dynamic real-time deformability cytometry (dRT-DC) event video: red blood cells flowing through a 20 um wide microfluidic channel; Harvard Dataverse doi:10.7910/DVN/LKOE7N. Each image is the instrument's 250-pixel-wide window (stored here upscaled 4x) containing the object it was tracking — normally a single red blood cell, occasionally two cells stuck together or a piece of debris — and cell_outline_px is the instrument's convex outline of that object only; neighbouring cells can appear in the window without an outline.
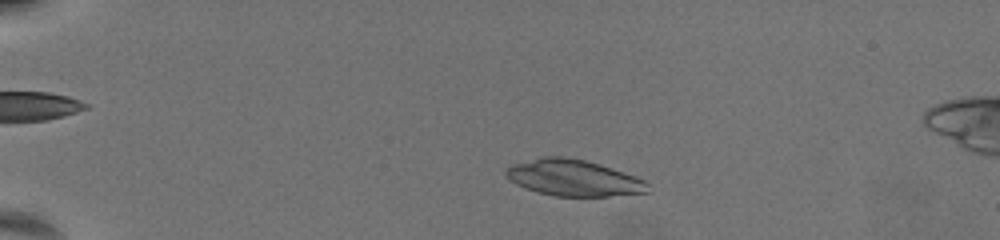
{"species": "common noctule bat (a hibernating species)", "species_latin": "Nyctalus noctula", "temperature_condition": "warm", "stored_images_in_passage": 55, "camera_frame_rate_fps": 3000, "um_per_image_px": 0.085, "animal": {"sex": "female", "body_mass_g": 19.5, "forearm_length_mm": 54.1}, "frame": {"image": 1, "passage_image": 9, "time_ms": 2.667, "image_size_px": [1000, 240], "cell_outline_px": [[652, 192], [608, 196], [552, 196], [524, 188], [516, 184], [504, 176], [504, 172], [512, 164], [544, 156], [564, 156], [584, 160], [600, 164], [612, 168], [644, 180], [648, 184]], "centroid_in_image_um": [48.73, 15.12], "position_along_channel_um": 36.3, "area_um2": 30.06}}
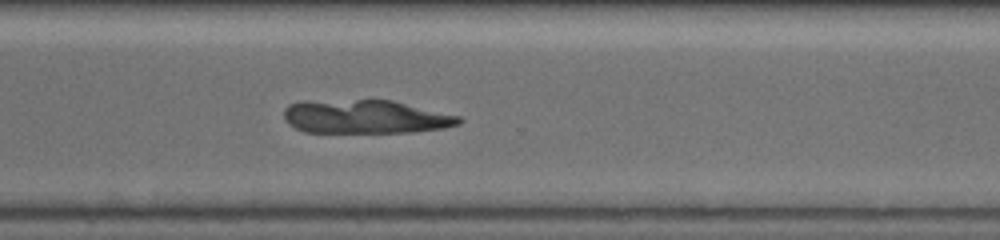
{"frame": {"image": 2, "passage_image": 41, "time_ms": 13.333, "image_size_px": [1000, 240], "cell_outline_px": [[464, 120], [460, 124], [444, 128], [416, 132], [304, 132], [288, 124], [284, 116], [284, 108], [288, 104], [300, 100], [392, 100], [460, 116]], "centroid_in_image_um": [31.05, 9.92], "position_along_channel_um": 339.6, "area_um2": 34.62}}
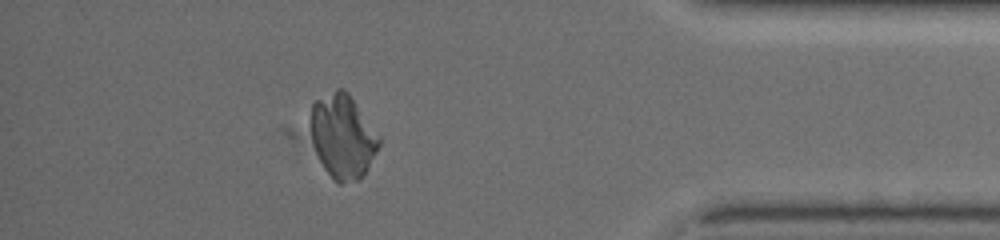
{"frame": {"image": 3, "passage_image": 49, "time_ms": 16.0, "image_size_px": [1000, 240], "cell_outline_px": [[380, 144], [368, 168], [356, 180], [340, 184], [324, 168], [316, 152], [312, 140], [308, 124], [308, 120], [312, 104], [316, 100], [336, 88], [344, 88], [348, 92], [380, 136]], "centroid_in_image_um": [29.1, 11.54], "position_along_channel_um": 406.1, "area_um2": 33.47}}